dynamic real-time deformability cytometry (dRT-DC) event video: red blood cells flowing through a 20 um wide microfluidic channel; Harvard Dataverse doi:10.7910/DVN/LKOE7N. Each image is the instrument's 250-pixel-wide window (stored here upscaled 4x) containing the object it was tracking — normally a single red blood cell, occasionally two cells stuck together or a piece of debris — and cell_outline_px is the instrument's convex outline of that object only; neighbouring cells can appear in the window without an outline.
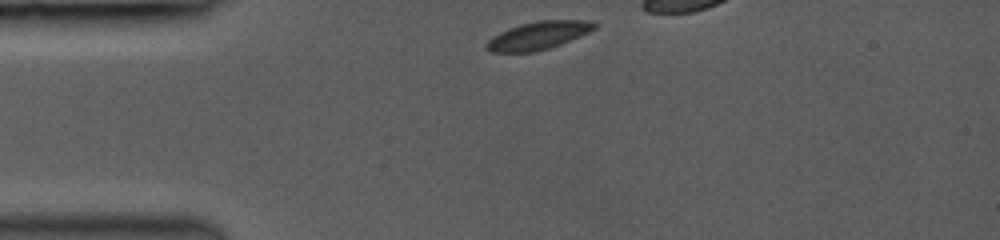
{"species": "common noctule bat (a hibernating species)", "species_latin": "Nyctalus noctula", "temperature_condition": "room temperature", "stored_images_in_passage": 20, "camera_frame_rate_fps": 3500, "um_per_image_px": 0.085, "animal": {"sex": "female", "body_mass_g": 19.0, "forearm_length_mm": 53.3}, "frame": {"image": 1, "passage_image": 1, "time_ms": 0.0, "image_size_px": [1000, 240], "cell_outline_px": [[596, 28], [588, 32], [548, 48], [532, 52], [492, 52], [484, 44], [492, 36], [508, 28], [520, 24], [536, 20], [588, 20], [596, 24]], "centroid_in_image_um": [45.71, 3.0], "position_along_channel_um": 39.3, "area_um2": 17.28}}
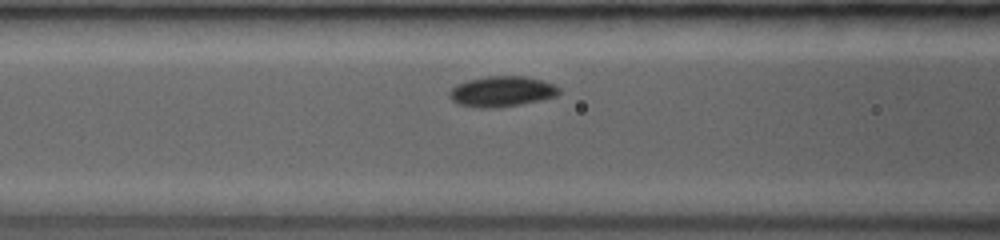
{"frame": {"image": 2, "passage_image": 11, "time_ms": 2.857, "image_size_px": [1000, 240], "cell_outline_px": [[560, 92], [556, 96], [516, 104], [460, 104], [452, 100], [448, 92], [456, 84], [468, 80], [488, 76], [524, 76], [540, 80], [552, 84], [560, 88]], "centroid_in_image_um": [42.68, 7.69], "position_along_channel_um": 123.9, "area_um2": 18.03}}
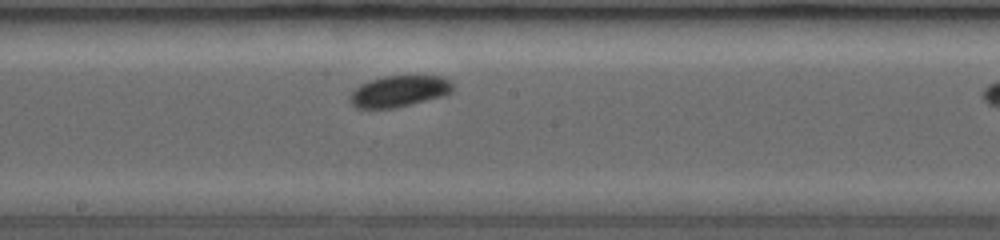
{"frame": {"image": 3, "passage_image": 19, "time_ms": 5.143, "image_size_px": [1000, 240], "cell_outline_px": [[452, 88], [448, 92], [440, 96], [392, 108], [360, 108], [352, 104], [352, 92], [360, 84], [368, 80], [384, 76], [444, 76], [452, 84]], "centroid_in_image_um": [33.9, 7.73], "position_along_channel_um": 214.3, "area_um2": 18.09}}